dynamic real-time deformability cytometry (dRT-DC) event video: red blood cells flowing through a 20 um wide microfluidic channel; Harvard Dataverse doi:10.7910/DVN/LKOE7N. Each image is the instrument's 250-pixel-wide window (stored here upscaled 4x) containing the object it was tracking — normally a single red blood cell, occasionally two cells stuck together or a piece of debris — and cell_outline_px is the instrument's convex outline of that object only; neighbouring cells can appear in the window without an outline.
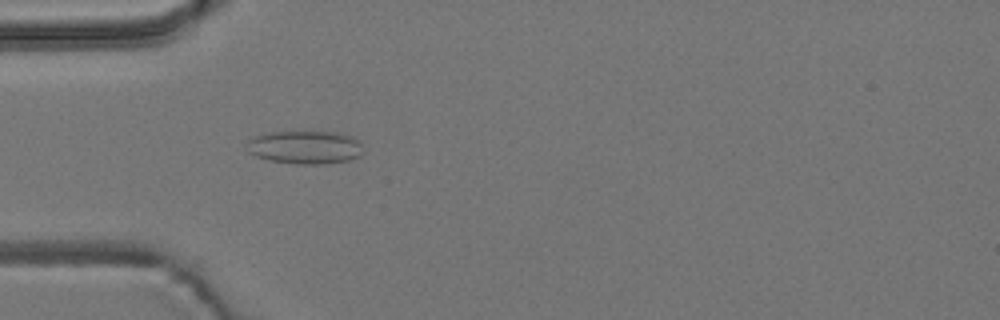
{"species": "common noctule bat (a hibernating species)", "species_latin": "Nyctalus noctula", "temperature_condition": "room temperature", "stored_images_in_passage": 42, "camera_frame_rate_fps": 3000, "um_per_image_px": 0.085, "animal": {"sex": "male", "body_mass_g": 19.2, "forearm_length_mm": 51.8}, "frame": {"image": 1, "passage_image": 4, "time_ms": 1.0, "image_size_px": [1000, 320], "cell_outline_px": [[364, 152], [360, 156], [348, 160], [324, 164], [296, 164], [268, 160], [256, 156], [248, 152], [248, 140], [252, 136], [268, 132], [336, 132], [352, 136], [360, 144]], "centroid_in_image_um": [25.92, 12.52], "position_along_channel_um": 59.1, "area_um2": 22.6}}
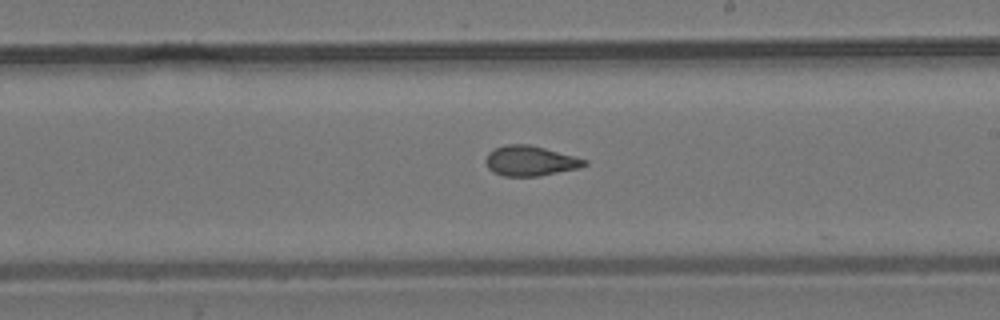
{"frame": {"image": 2, "passage_image": 19, "time_ms": 6.0, "image_size_px": [1000, 320], "cell_outline_px": [[588, 164], [580, 168], [536, 176], [504, 176], [492, 172], [488, 168], [484, 160], [488, 152], [504, 144], [532, 144], [576, 156], [588, 160]], "centroid_in_image_um": [45.08, 13.66], "position_along_channel_um": 243.9, "area_um2": 17.57}}
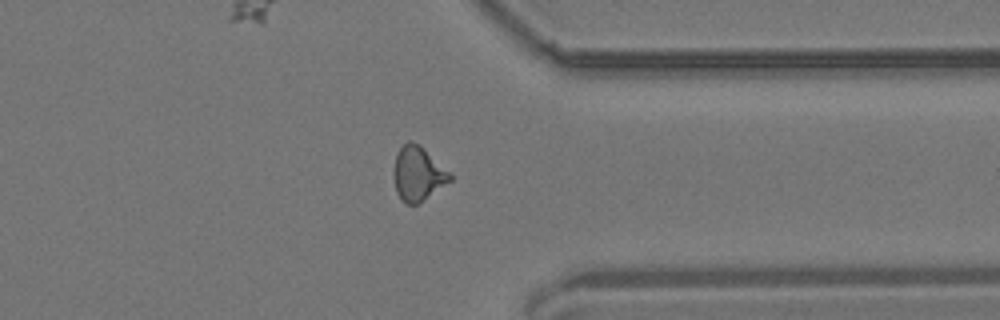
{"frame": {"image": 3, "passage_image": 30, "time_ms": 9.667, "image_size_px": [1000, 320], "cell_outline_px": [[452, 180], [416, 204], [404, 204], [400, 200], [396, 192], [392, 176], [392, 172], [396, 156], [400, 148], [408, 140], [412, 140], [420, 144], [452, 176]], "centroid_in_image_um": [35.47, 14.76], "position_along_channel_um": 375.9, "area_um2": 17.74}, "authors_computed_cell_mechanics": {"area_um2": 17.5134, "velocity_mm_per_s": 3.7386, "shape_relaxation_time_tau1_ms": null, "shape_relaxation_time_tau2_ms": 1.6909, "deformation_change_tau1": null, "deformation_change_tau2": 0.0873}}